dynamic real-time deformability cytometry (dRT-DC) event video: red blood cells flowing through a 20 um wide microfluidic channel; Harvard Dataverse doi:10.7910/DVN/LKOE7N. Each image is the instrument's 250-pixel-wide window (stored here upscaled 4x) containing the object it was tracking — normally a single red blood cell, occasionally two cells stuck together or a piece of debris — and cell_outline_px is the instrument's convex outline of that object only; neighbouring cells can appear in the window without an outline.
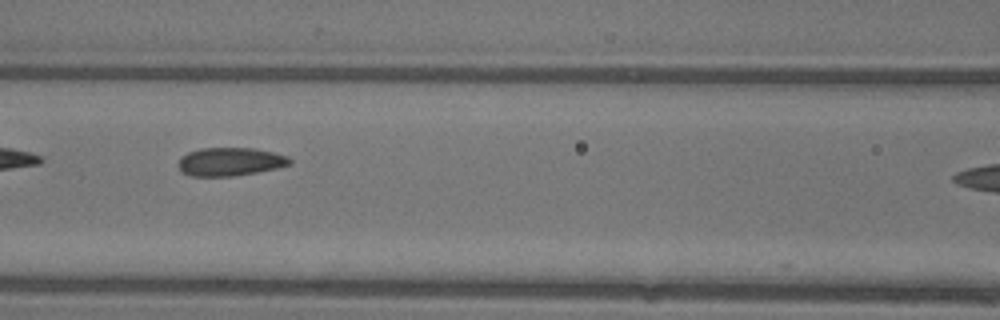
{"species": "common noctule bat (a hibernating species)", "species_latin": "Nyctalus noctula", "temperature_condition": "warm", "stored_images_in_passage": 9, "camera_frame_rate_fps": 3000, "um_per_image_px": 0.085, "animal": {"sex": "female"}, "frame": {"image": 1, "passage_image": 8, "time_ms": 2.333, "image_size_px": [1000, 320], "cell_outline_px": [[292, 164], [276, 168], [236, 176], [188, 176], [180, 172], [176, 164], [188, 152], [200, 148], [252, 148], [272, 152], [288, 156], [292, 160]], "centroid_in_image_um": [19.54, 13.75], "position_along_channel_um": 147.1, "area_um2": 18.5}}